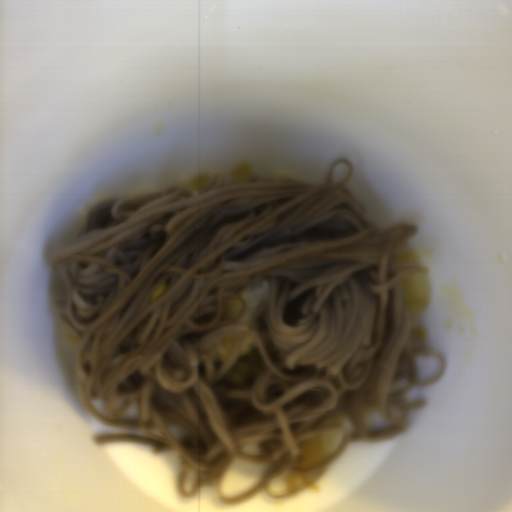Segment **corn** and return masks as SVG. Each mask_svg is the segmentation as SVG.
Returning a JSON list of instances; mask_svg holds the SVG:
<instances>
[{"mask_svg":"<svg viewBox=\"0 0 512 512\" xmlns=\"http://www.w3.org/2000/svg\"><path fill=\"white\" fill-rule=\"evenodd\" d=\"M164 291H165V286L163 284L158 286L156 288V290L152 293V295L150 297V301H154L155 299H157L159 296H161L163 294Z\"/></svg>","mask_w":512,"mask_h":512,"instance_id":"51d56268","label":"corn"}]
</instances>
